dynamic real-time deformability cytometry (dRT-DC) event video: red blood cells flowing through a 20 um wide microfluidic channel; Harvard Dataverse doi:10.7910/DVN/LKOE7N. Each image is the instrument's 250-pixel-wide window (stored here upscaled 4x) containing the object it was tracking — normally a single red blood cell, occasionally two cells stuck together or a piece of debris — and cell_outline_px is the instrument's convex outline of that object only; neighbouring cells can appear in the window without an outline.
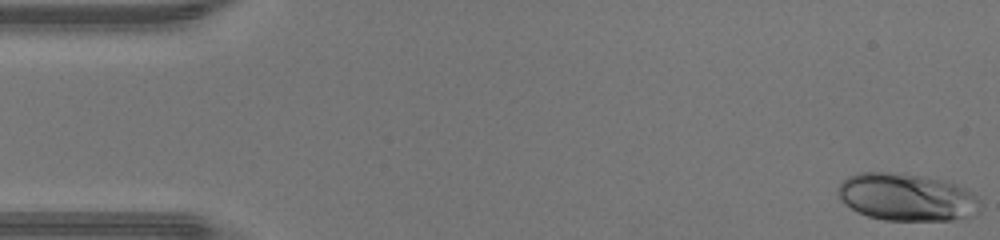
{"species": "human", "species_latin": "Homo sapiens", "temperature_condition": "warm", "stored_images_in_passage": 46, "camera_frame_rate_fps": 3000, "um_per_image_px": 0.085, "donor": {"sex": "male"}, "frame": {"image": 1, "passage_image": 1, "time_ms": 0.0, "image_size_px": [1000, 240], "cell_outline_px": [[984, 204], [980, 212], [972, 216], [952, 220], [884, 220], [868, 216], [856, 212], [844, 204], [840, 200], [836, 192], [836, 188], [848, 176], [860, 172], [888, 172], [924, 176], [956, 184], [972, 192]], "centroid_in_image_um": [77.08, 16.77], "position_along_channel_um": 7.9, "area_um2": 39.82}}
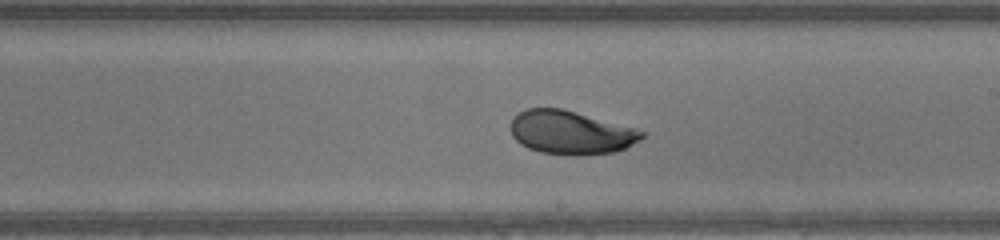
{"frame": {"image": 2, "passage_image": 26, "time_ms": 8.333, "image_size_px": [1000, 240], "cell_outline_px": [[648, 132], [640, 140], [624, 148], [612, 152], [540, 152], [528, 148], [520, 144], [512, 136], [512, 116], [524, 108], [560, 108], [636, 128]], "centroid_in_image_um": [48.49, 11.2], "position_along_channel_um": 240.5, "area_um2": 32.25}}
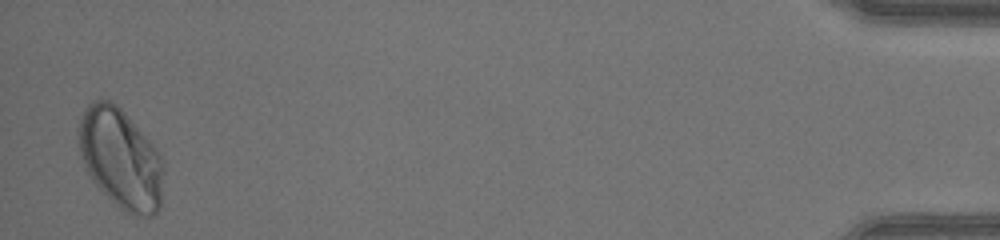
{"frame": {"image": 3, "passage_image": 45, "time_ms": 14.667, "image_size_px": [1000, 240], "cell_outline_px": [[164, 172], [160, 208], [152, 216], [140, 216], [128, 212], [120, 208], [92, 180], [84, 168], [80, 156], [76, 132], [76, 128], [80, 116], [84, 108], [92, 100], [112, 100], [124, 112], [156, 148], [160, 156]], "centroid_in_image_um": [10.21, 13.45], "position_along_channel_um": 425.0, "area_um2": 49.71}, "authors_computed_cell_mechanics": {"area_um2": 35.4025, "velocity_mm_per_s": 4.4613, "shape_relaxation_time_tau1_ms": 4.3774, "shape_relaxation_time_tau2_ms": null, "deformation_change_tau1": 0.1393, "deformation_change_tau2": null}}